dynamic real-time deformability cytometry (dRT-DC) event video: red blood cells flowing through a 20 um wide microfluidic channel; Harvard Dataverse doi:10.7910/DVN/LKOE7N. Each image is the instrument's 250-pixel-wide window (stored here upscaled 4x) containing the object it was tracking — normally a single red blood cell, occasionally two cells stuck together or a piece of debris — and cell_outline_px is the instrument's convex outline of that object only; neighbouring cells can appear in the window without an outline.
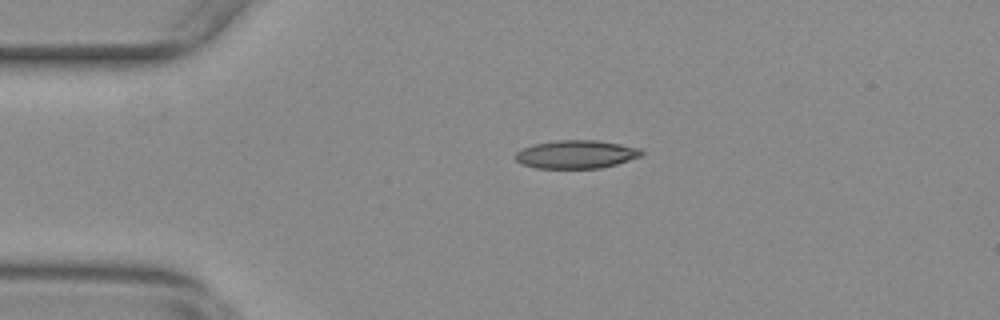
{"species": "common noctule bat (a hibernating species)", "species_latin": "Nyctalus noctula", "temperature_condition": "warm", "stored_images_in_passage": 49, "camera_frame_rate_fps": 3000, "um_per_image_px": 0.085, "animal": {"sex": "female", "body_mass_g": 29.2, "forearm_length_mm": 56.3}, "frame": {"image": 1, "passage_image": 6, "time_ms": 1.667, "image_size_px": [1000, 320], "cell_outline_px": [[644, 156], [616, 164], [600, 168], [536, 168], [524, 164], [516, 160], [516, 152], [520, 148], [532, 144], [556, 140], [596, 140], [620, 144], [640, 148], [644, 152]], "centroid_in_image_um": [48.99, 13.11], "position_along_channel_um": 36.0, "area_um2": 20.87}}
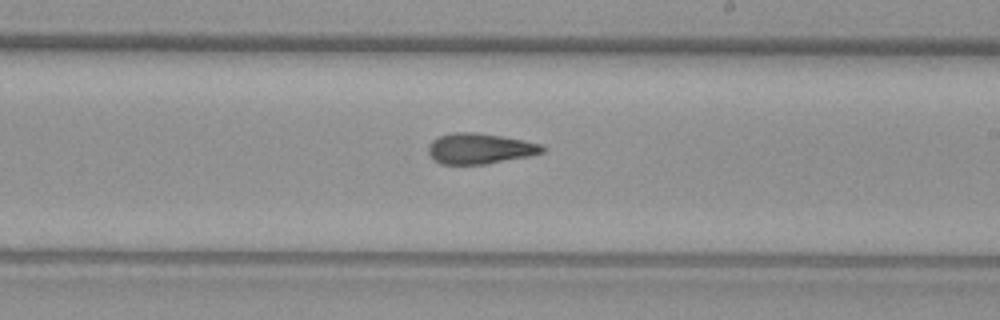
{"frame": {"image": 2, "passage_image": 26, "time_ms": 8.333, "image_size_px": [1000, 320], "cell_outline_px": [[544, 152], [528, 156], [484, 164], [440, 164], [428, 152], [428, 144], [432, 140], [440, 136], [452, 132], [476, 132], [524, 140], [540, 144], [544, 148]], "centroid_in_image_um": [40.76, 12.62], "position_along_channel_um": 248.2, "area_um2": 20.11}}
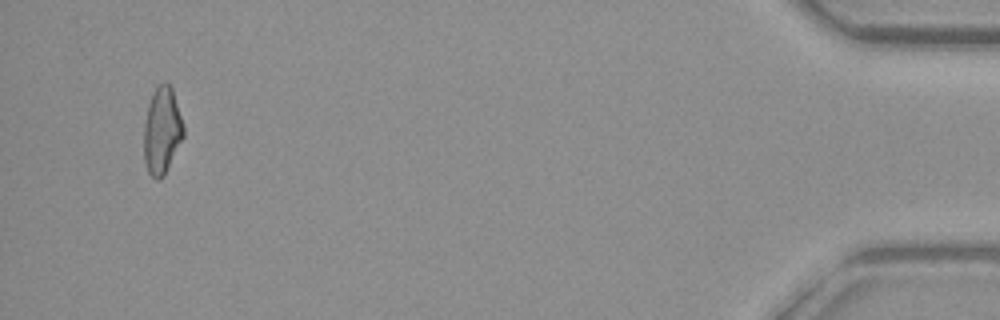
{"frame": {"image": 3, "passage_image": 47, "time_ms": 15.333, "image_size_px": [1000, 320], "cell_outline_px": [[184, 136], [164, 176], [160, 180], [156, 180], [148, 172], [144, 160], [144, 124], [148, 104], [152, 92], [164, 80], [172, 88], [184, 124]], "centroid_in_image_um": [13.77, 11.11], "position_along_channel_um": 421.4, "area_um2": 20.23}, "authors_computed_cell_mechanics": {"area_um2": 20.3456, "velocity_mm_per_s": 3.7068, "shape_relaxation_time_tau1_ms": null, "shape_relaxation_time_tau2_ms": 3.1822, "deformation_change_tau1": null, "deformation_change_tau2": 0.1214}}